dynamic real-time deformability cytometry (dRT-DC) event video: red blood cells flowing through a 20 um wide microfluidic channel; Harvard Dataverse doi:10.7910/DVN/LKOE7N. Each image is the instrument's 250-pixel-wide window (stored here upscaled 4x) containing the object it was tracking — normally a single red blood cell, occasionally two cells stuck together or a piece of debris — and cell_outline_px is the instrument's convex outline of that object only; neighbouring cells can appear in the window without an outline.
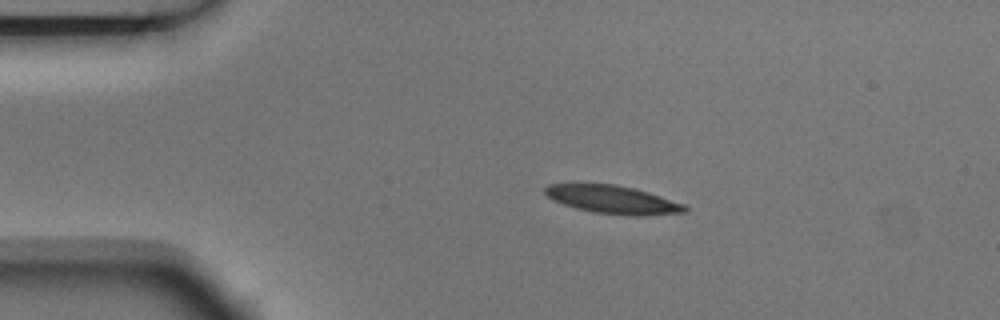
{"species": "Egyptian fruit bat (a non-hibernating species)", "species_latin": "Rousettus aegyptiacus", "temperature_condition": "room temperature", "stored_images_in_passage": 5, "camera_frame_rate_fps": 3000, "um_per_image_px": 0.085, "animal": {"sex": "male"}, "frame": {"image": 1, "passage_image": 3, "time_ms": 0.667, "image_size_px": [1000, 320], "cell_outline_px": [[688, 212], [644, 216], [596, 212], [576, 208], [552, 200], [544, 192], [544, 188], [548, 184], [572, 180], [576, 180], [616, 184], [648, 192], [684, 204], [688, 208]], "centroid_in_image_um": [51.98, 16.9], "position_along_channel_um": 33.0, "area_um2": 23.64}}
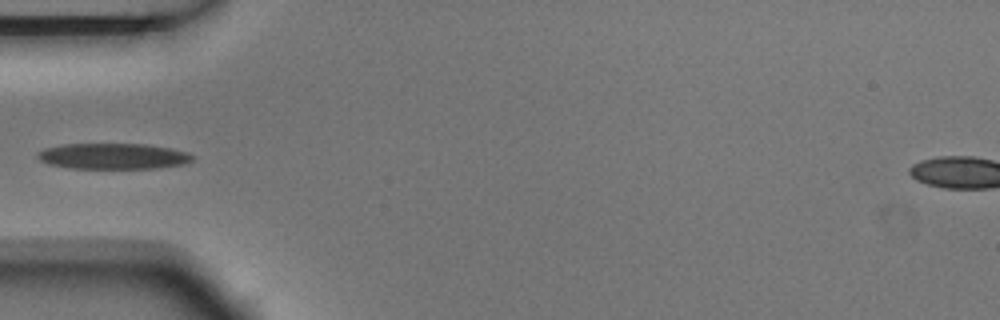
{"frame": {"image": 2, "passage_image": 5, "time_ms": 1.333, "image_size_px": [1000, 320], "cell_outline_px": [[196, 156], [192, 160], [184, 164], [156, 168], [68, 168], [48, 164], [40, 160], [36, 156], [36, 152], [44, 148], [60, 144], [144, 144], [172, 148], [188, 152]], "centroid_in_image_um": [9.6, 13.27], "position_along_channel_um": 75.4, "area_um2": 23.52}}